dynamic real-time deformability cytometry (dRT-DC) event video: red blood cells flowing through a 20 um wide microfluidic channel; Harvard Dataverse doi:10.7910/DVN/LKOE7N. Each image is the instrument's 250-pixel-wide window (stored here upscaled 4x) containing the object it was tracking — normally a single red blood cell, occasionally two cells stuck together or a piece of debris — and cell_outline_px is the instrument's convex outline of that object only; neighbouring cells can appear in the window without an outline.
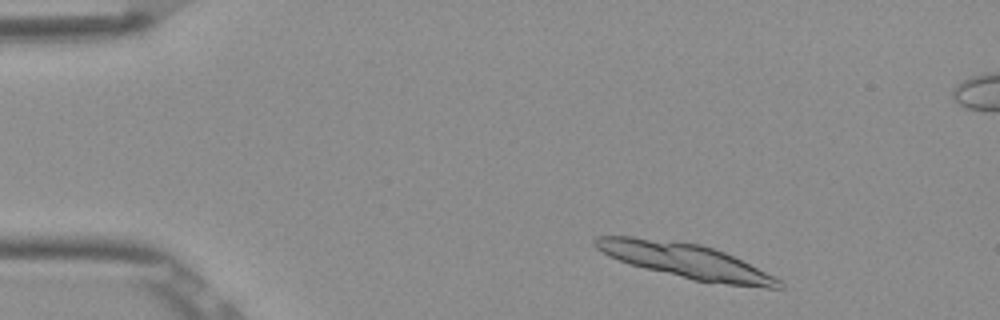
{"species": "Egyptian fruit bat (a non-hibernating species)", "species_latin": "Rousettus aegyptiacus", "temperature_condition": "room temperature", "stored_images_in_passage": 4, "camera_frame_rate_fps": 3000, "um_per_image_px": 0.085, "frame": {"image": 1, "passage_image": 1, "time_ms": 0.0, "image_size_px": [1000, 320], "cell_outline_px": [[784, 288], [768, 288], [728, 284], [696, 280], [644, 268], [608, 256], [596, 248], [592, 244], [592, 240], [596, 236], [632, 236], [700, 244], [724, 252], [780, 280], [784, 284]], "centroid_in_image_um": [58.21, 22.16], "position_along_channel_um": 26.8, "area_um2": 36.24}}